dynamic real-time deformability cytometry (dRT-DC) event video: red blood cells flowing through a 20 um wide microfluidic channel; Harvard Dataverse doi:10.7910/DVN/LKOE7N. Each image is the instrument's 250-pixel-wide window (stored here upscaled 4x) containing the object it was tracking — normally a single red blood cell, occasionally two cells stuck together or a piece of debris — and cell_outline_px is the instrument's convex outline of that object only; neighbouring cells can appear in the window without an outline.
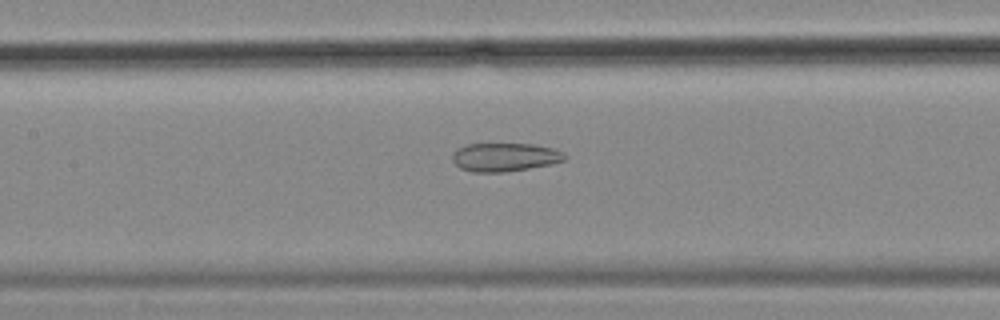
{"species": "common noctule bat (a hibernating species)", "species_latin": "Nyctalus noctula", "temperature_condition": "cold", "stored_images_in_passage": 41, "camera_frame_rate_fps": 3000, "um_per_image_px": 0.085, "animal": {"sex": "female", "body_mass_g": 18.4}, "frame": {"image": 1, "passage_image": 21, "time_ms": 6.667, "image_size_px": [1000, 320], "cell_outline_px": [[568, 156], [564, 160], [548, 164], [528, 168], [504, 172], [472, 172], [460, 168], [452, 160], [452, 152], [456, 148], [468, 144], [532, 144], [552, 148], [564, 152]], "centroid_in_image_um": [42.87, 13.35], "position_along_channel_um": 164.5, "area_um2": 18.61}}
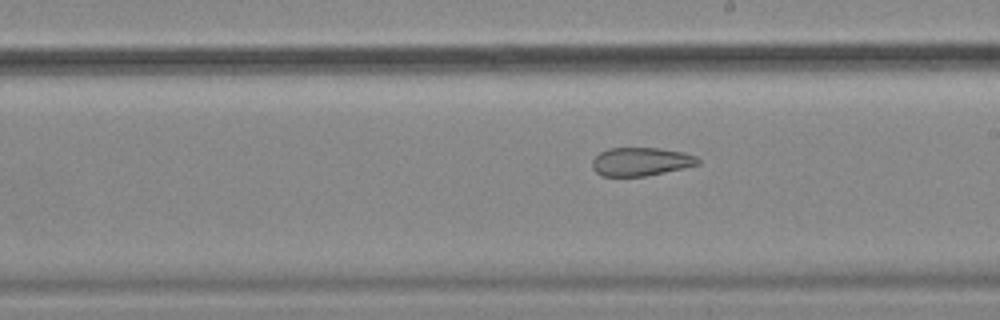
{"frame": {"image": 2, "passage_image": 27, "time_ms": 8.667, "image_size_px": [1000, 320], "cell_outline_px": [[700, 164], [684, 168], [644, 176], [600, 176], [592, 168], [592, 160], [600, 152], [608, 148], [660, 148], [684, 152], [696, 156], [700, 160]], "centroid_in_image_um": [54.47, 13.73], "position_along_channel_um": 234.5, "area_um2": 17.57}}
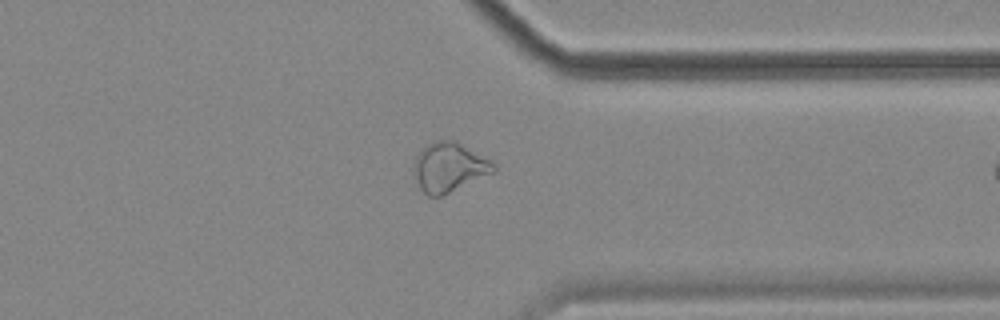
{"frame": {"image": 3, "passage_image": 39, "time_ms": 12.667, "image_size_px": [1000, 320], "cell_outline_px": [[496, 172], [440, 196], [428, 196], [420, 188], [412, 176], [412, 164], [416, 156], [428, 144], [436, 140], [456, 140], [492, 160], [496, 164]], "centroid_in_image_um": [38.18, 14.21], "position_along_channel_um": 373.2, "area_um2": 23.29}}